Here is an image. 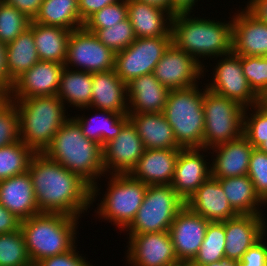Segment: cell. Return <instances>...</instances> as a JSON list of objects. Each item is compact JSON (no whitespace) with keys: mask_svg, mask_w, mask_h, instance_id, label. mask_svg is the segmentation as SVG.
<instances>
[{"mask_svg":"<svg viewBox=\"0 0 267 266\" xmlns=\"http://www.w3.org/2000/svg\"><path fill=\"white\" fill-rule=\"evenodd\" d=\"M39 61L33 36V22H31L27 30L6 44V62L10 80L14 83Z\"/></svg>","mask_w":267,"mask_h":266,"instance_id":"31","label":"cell"},{"mask_svg":"<svg viewBox=\"0 0 267 266\" xmlns=\"http://www.w3.org/2000/svg\"><path fill=\"white\" fill-rule=\"evenodd\" d=\"M218 180L230 206L237 214L264 215L260 208L266 204L256 194L248 175Z\"/></svg>","mask_w":267,"mask_h":266,"instance_id":"30","label":"cell"},{"mask_svg":"<svg viewBox=\"0 0 267 266\" xmlns=\"http://www.w3.org/2000/svg\"><path fill=\"white\" fill-rule=\"evenodd\" d=\"M32 20L15 7L0 0V42L5 45L30 27Z\"/></svg>","mask_w":267,"mask_h":266,"instance_id":"38","label":"cell"},{"mask_svg":"<svg viewBox=\"0 0 267 266\" xmlns=\"http://www.w3.org/2000/svg\"><path fill=\"white\" fill-rule=\"evenodd\" d=\"M105 174H130L145 151L143 141L128 121L120 133L102 147Z\"/></svg>","mask_w":267,"mask_h":266,"instance_id":"15","label":"cell"},{"mask_svg":"<svg viewBox=\"0 0 267 266\" xmlns=\"http://www.w3.org/2000/svg\"><path fill=\"white\" fill-rule=\"evenodd\" d=\"M247 175L254 184L256 194L267 205V153L253 148Z\"/></svg>","mask_w":267,"mask_h":266,"instance_id":"43","label":"cell"},{"mask_svg":"<svg viewBox=\"0 0 267 266\" xmlns=\"http://www.w3.org/2000/svg\"><path fill=\"white\" fill-rule=\"evenodd\" d=\"M95 115L85 116L83 113L71 116L81 127L83 135L100 144L102 147L113 140L121 131L122 127L129 121L128 114L114 113L107 110H96ZM89 118V119H88ZM95 122V123H94Z\"/></svg>","mask_w":267,"mask_h":266,"instance_id":"29","label":"cell"},{"mask_svg":"<svg viewBox=\"0 0 267 266\" xmlns=\"http://www.w3.org/2000/svg\"><path fill=\"white\" fill-rule=\"evenodd\" d=\"M64 67L61 63L37 62L14 82L10 99L57 95Z\"/></svg>","mask_w":267,"mask_h":266,"instance_id":"17","label":"cell"},{"mask_svg":"<svg viewBox=\"0 0 267 266\" xmlns=\"http://www.w3.org/2000/svg\"><path fill=\"white\" fill-rule=\"evenodd\" d=\"M225 242V221L209 222L199 251L190 263L204 266L219 261L225 257Z\"/></svg>","mask_w":267,"mask_h":266,"instance_id":"36","label":"cell"},{"mask_svg":"<svg viewBox=\"0 0 267 266\" xmlns=\"http://www.w3.org/2000/svg\"><path fill=\"white\" fill-rule=\"evenodd\" d=\"M71 30L33 22V36L40 61L64 64Z\"/></svg>","mask_w":267,"mask_h":266,"instance_id":"32","label":"cell"},{"mask_svg":"<svg viewBox=\"0 0 267 266\" xmlns=\"http://www.w3.org/2000/svg\"><path fill=\"white\" fill-rule=\"evenodd\" d=\"M263 216L238 214L225 220V257L240 261L243 254L267 233V220Z\"/></svg>","mask_w":267,"mask_h":266,"instance_id":"19","label":"cell"},{"mask_svg":"<svg viewBox=\"0 0 267 266\" xmlns=\"http://www.w3.org/2000/svg\"><path fill=\"white\" fill-rule=\"evenodd\" d=\"M186 206L209 222H224L238 215L230 206L219 180L212 176L191 195Z\"/></svg>","mask_w":267,"mask_h":266,"instance_id":"23","label":"cell"},{"mask_svg":"<svg viewBox=\"0 0 267 266\" xmlns=\"http://www.w3.org/2000/svg\"><path fill=\"white\" fill-rule=\"evenodd\" d=\"M180 149H145L130 175L148 186L171 185Z\"/></svg>","mask_w":267,"mask_h":266,"instance_id":"22","label":"cell"},{"mask_svg":"<svg viewBox=\"0 0 267 266\" xmlns=\"http://www.w3.org/2000/svg\"><path fill=\"white\" fill-rule=\"evenodd\" d=\"M92 107L95 110L128 114L127 84L119 78L115 70L93 73L90 107L78 111L90 110Z\"/></svg>","mask_w":267,"mask_h":266,"instance_id":"24","label":"cell"},{"mask_svg":"<svg viewBox=\"0 0 267 266\" xmlns=\"http://www.w3.org/2000/svg\"><path fill=\"white\" fill-rule=\"evenodd\" d=\"M44 154L85 180L91 186V204L96 202L101 194L98 182L106 175L102 146L86 138L72 117L57 131Z\"/></svg>","mask_w":267,"mask_h":266,"instance_id":"2","label":"cell"},{"mask_svg":"<svg viewBox=\"0 0 267 266\" xmlns=\"http://www.w3.org/2000/svg\"><path fill=\"white\" fill-rule=\"evenodd\" d=\"M185 206L186 202L171 185L148 186L134 220L123 232L145 234L169 231L175 216Z\"/></svg>","mask_w":267,"mask_h":266,"instance_id":"9","label":"cell"},{"mask_svg":"<svg viewBox=\"0 0 267 266\" xmlns=\"http://www.w3.org/2000/svg\"><path fill=\"white\" fill-rule=\"evenodd\" d=\"M119 1L121 0H78L80 19L84 23L95 12Z\"/></svg>","mask_w":267,"mask_h":266,"instance_id":"47","label":"cell"},{"mask_svg":"<svg viewBox=\"0 0 267 266\" xmlns=\"http://www.w3.org/2000/svg\"><path fill=\"white\" fill-rule=\"evenodd\" d=\"M218 57L213 66L211 83L206 87L221 96L238 102L244 108L258 104L259 97L250 88L243 74L241 56L233 52ZM213 76V77H212Z\"/></svg>","mask_w":267,"mask_h":266,"instance_id":"12","label":"cell"},{"mask_svg":"<svg viewBox=\"0 0 267 266\" xmlns=\"http://www.w3.org/2000/svg\"><path fill=\"white\" fill-rule=\"evenodd\" d=\"M203 110V148L210 150L243 135L245 108L238 102L206 88Z\"/></svg>","mask_w":267,"mask_h":266,"instance_id":"8","label":"cell"},{"mask_svg":"<svg viewBox=\"0 0 267 266\" xmlns=\"http://www.w3.org/2000/svg\"><path fill=\"white\" fill-rule=\"evenodd\" d=\"M0 204L20 220L40 213L28 172L0 181Z\"/></svg>","mask_w":267,"mask_h":266,"instance_id":"26","label":"cell"},{"mask_svg":"<svg viewBox=\"0 0 267 266\" xmlns=\"http://www.w3.org/2000/svg\"><path fill=\"white\" fill-rule=\"evenodd\" d=\"M176 266H194V265H192L190 262H186V263H178Z\"/></svg>","mask_w":267,"mask_h":266,"instance_id":"58","label":"cell"},{"mask_svg":"<svg viewBox=\"0 0 267 266\" xmlns=\"http://www.w3.org/2000/svg\"><path fill=\"white\" fill-rule=\"evenodd\" d=\"M32 22L71 31L84 25L80 19L78 0H43Z\"/></svg>","mask_w":267,"mask_h":266,"instance_id":"34","label":"cell"},{"mask_svg":"<svg viewBox=\"0 0 267 266\" xmlns=\"http://www.w3.org/2000/svg\"><path fill=\"white\" fill-rule=\"evenodd\" d=\"M21 228V220L0 204V234L11 233Z\"/></svg>","mask_w":267,"mask_h":266,"instance_id":"48","label":"cell"},{"mask_svg":"<svg viewBox=\"0 0 267 266\" xmlns=\"http://www.w3.org/2000/svg\"><path fill=\"white\" fill-rule=\"evenodd\" d=\"M258 148L264 153H267V139Z\"/></svg>","mask_w":267,"mask_h":266,"instance_id":"57","label":"cell"},{"mask_svg":"<svg viewBox=\"0 0 267 266\" xmlns=\"http://www.w3.org/2000/svg\"><path fill=\"white\" fill-rule=\"evenodd\" d=\"M244 8L257 20L267 24V0H249Z\"/></svg>","mask_w":267,"mask_h":266,"instance_id":"51","label":"cell"},{"mask_svg":"<svg viewBox=\"0 0 267 266\" xmlns=\"http://www.w3.org/2000/svg\"><path fill=\"white\" fill-rule=\"evenodd\" d=\"M258 103L267 109V89L260 95Z\"/></svg>","mask_w":267,"mask_h":266,"instance_id":"56","label":"cell"},{"mask_svg":"<svg viewBox=\"0 0 267 266\" xmlns=\"http://www.w3.org/2000/svg\"><path fill=\"white\" fill-rule=\"evenodd\" d=\"M195 14L178 13L172 17V43L204 66L203 59L221 57L232 52V18L226 22L193 17ZM200 58V59H199ZM202 59V62H201Z\"/></svg>","mask_w":267,"mask_h":266,"instance_id":"3","label":"cell"},{"mask_svg":"<svg viewBox=\"0 0 267 266\" xmlns=\"http://www.w3.org/2000/svg\"><path fill=\"white\" fill-rule=\"evenodd\" d=\"M243 135L254 148H258L267 139V109L259 103L245 108Z\"/></svg>","mask_w":267,"mask_h":266,"instance_id":"39","label":"cell"},{"mask_svg":"<svg viewBox=\"0 0 267 266\" xmlns=\"http://www.w3.org/2000/svg\"><path fill=\"white\" fill-rule=\"evenodd\" d=\"M94 34L100 42L115 53L126 49L136 39L133 26L128 18L111 27L97 29Z\"/></svg>","mask_w":267,"mask_h":266,"instance_id":"40","label":"cell"},{"mask_svg":"<svg viewBox=\"0 0 267 266\" xmlns=\"http://www.w3.org/2000/svg\"><path fill=\"white\" fill-rule=\"evenodd\" d=\"M115 54L94 33L82 27L70 34L64 66L90 73L111 71L115 67Z\"/></svg>","mask_w":267,"mask_h":266,"instance_id":"11","label":"cell"},{"mask_svg":"<svg viewBox=\"0 0 267 266\" xmlns=\"http://www.w3.org/2000/svg\"><path fill=\"white\" fill-rule=\"evenodd\" d=\"M20 140L19 115L16 106L9 100L0 109V147Z\"/></svg>","mask_w":267,"mask_h":266,"instance_id":"44","label":"cell"},{"mask_svg":"<svg viewBox=\"0 0 267 266\" xmlns=\"http://www.w3.org/2000/svg\"><path fill=\"white\" fill-rule=\"evenodd\" d=\"M4 3L15 7L20 12L27 15L31 20L35 18L39 12L43 0H2Z\"/></svg>","mask_w":267,"mask_h":266,"instance_id":"49","label":"cell"},{"mask_svg":"<svg viewBox=\"0 0 267 266\" xmlns=\"http://www.w3.org/2000/svg\"><path fill=\"white\" fill-rule=\"evenodd\" d=\"M93 73L64 67L61 73L60 87L57 96L68 107L81 109L90 107L92 99ZM67 101V102H66Z\"/></svg>","mask_w":267,"mask_h":266,"instance_id":"33","label":"cell"},{"mask_svg":"<svg viewBox=\"0 0 267 266\" xmlns=\"http://www.w3.org/2000/svg\"><path fill=\"white\" fill-rule=\"evenodd\" d=\"M171 43L172 36L136 38L115 54L116 74L126 84L136 77L152 74Z\"/></svg>","mask_w":267,"mask_h":266,"instance_id":"10","label":"cell"},{"mask_svg":"<svg viewBox=\"0 0 267 266\" xmlns=\"http://www.w3.org/2000/svg\"><path fill=\"white\" fill-rule=\"evenodd\" d=\"M153 74L169 90L185 89L199 85L200 78H204V66L171 43L155 66Z\"/></svg>","mask_w":267,"mask_h":266,"instance_id":"14","label":"cell"},{"mask_svg":"<svg viewBox=\"0 0 267 266\" xmlns=\"http://www.w3.org/2000/svg\"><path fill=\"white\" fill-rule=\"evenodd\" d=\"M204 266H240L238 260L229 259L227 257L221 258L219 261L204 265Z\"/></svg>","mask_w":267,"mask_h":266,"instance_id":"54","label":"cell"},{"mask_svg":"<svg viewBox=\"0 0 267 266\" xmlns=\"http://www.w3.org/2000/svg\"><path fill=\"white\" fill-rule=\"evenodd\" d=\"M107 179V191L98 202L96 215L101 220L113 223L124 231L134 220L141 207L148 185L134 179L130 174H111Z\"/></svg>","mask_w":267,"mask_h":266,"instance_id":"7","label":"cell"},{"mask_svg":"<svg viewBox=\"0 0 267 266\" xmlns=\"http://www.w3.org/2000/svg\"><path fill=\"white\" fill-rule=\"evenodd\" d=\"M76 246L78 245L65 253L44 258L34 266H93L82 254H79Z\"/></svg>","mask_w":267,"mask_h":266,"instance_id":"45","label":"cell"},{"mask_svg":"<svg viewBox=\"0 0 267 266\" xmlns=\"http://www.w3.org/2000/svg\"><path fill=\"white\" fill-rule=\"evenodd\" d=\"M127 17L131 22L136 38L172 36V15L160 8L139 2L126 0Z\"/></svg>","mask_w":267,"mask_h":266,"instance_id":"27","label":"cell"},{"mask_svg":"<svg viewBox=\"0 0 267 266\" xmlns=\"http://www.w3.org/2000/svg\"><path fill=\"white\" fill-rule=\"evenodd\" d=\"M253 148L244 135L213 147L210 149L213 152H208L209 155L213 154L211 157L216 156L211 158V176L215 179H224L247 175Z\"/></svg>","mask_w":267,"mask_h":266,"instance_id":"21","label":"cell"},{"mask_svg":"<svg viewBox=\"0 0 267 266\" xmlns=\"http://www.w3.org/2000/svg\"><path fill=\"white\" fill-rule=\"evenodd\" d=\"M169 89L154 74L127 83L128 113H163Z\"/></svg>","mask_w":267,"mask_h":266,"instance_id":"25","label":"cell"},{"mask_svg":"<svg viewBox=\"0 0 267 266\" xmlns=\"http://www.w3.org/2000/svg\"><path fill=\"white\" fill-rule=\"evenodd\" d=\"M207 150L188 148L179 151L171 186L185 202L211 176V162H207L209 159L205 156Z\"/></svg>","mask_w":267,"mask_h":266,"instance_id":"18","label":"cell"},{"mask_svg":"<svg viewBox=\"0 0 267 266\" xmlns=\"http://www.w3.org/2000/svg\"><path fill=\"white\" fill-rule=\"evenodd\" d=\"M145 149H181L163 113H128Z\"/></svg>","mask_w":267,"mask_h":266,"instance_id":"28","label":"cell"},{"mask_svg":"<svg viewBox=\"0 0 267 266\" xmlns=\"http://www.w3.org/2000/svg\"><path fill=\"white\" fill-rule=\"evenodd\" d=\"M79 218L39 213L21 220V231L33 266L40 260L71 250L77 240Z\"/></svg>","mask_w":267,"mask_h":266,"instance_id":"4","label":"cell"},{"mask_svg":"<svg viewBox=\"0 0 267 266\" xmlns=\"http://www.w3.org/2000/svg\"><path fill=\"white\" fill-rule=\"evenodd\" d=\"M199 85L170 90L163 114L181 149L203 148L204 90ZM201 90V91H200ZM203 90V91H202Z\"/></svg>","mask_w":267,"mask_h":266,"instance_id":"6","label":"cell"},{"mask_svg":"<svg viewBox=\"0 0 267 266\" xmlns=\"http://www.w3.org/2000/svg\"><path fill=\"white\" fill-rule=\"evenodd\" d=\"M128 235L125 261L129 266H176L180 263L169 231Z\"/></svg>","mask_w":267,"mask_h":266,"instance_id":"13","label":"cell"},{"mask_svg":"<svg viewBox=\"0 0 267 266\" xmlns=\"http://www.w3.org/2000/svg\"><path fill=\"white\" fill-rule=\"evenodd\" d=\"M14 83L9 78L6 62V45L0 42V90L10 94Z\"/></svg>","mask_w":267,"mask_h":266,"instance_id":"50","label":"cell"},{"mask_svg":"<svg viewBox=\"0 0 267 266\" xmlns=\"http://www.w3.org/2000/svg\"><path fill=\"white\" fill-rule=\"evenodd\" d=\"M10 100L9 93L0 90V109Z\"/></svg>","mask_w":267,"mask_h":266,"instance_id":"55","label":"cell"},{"mask_svg":"<svg viewBox=\"0 0 267 266\" xmlns=\"http://www.w3.org/2000/svg\"><path fill=\"white\" fill-rule=\"evenodd\" d=\"M266 236L267 233L243 254L240 266H267Z\"/></svg>","mask_w":267,"mask_h":266,"instance_id":"46","label":"cell"},{"mask_svg":"<svg viewBox=\"0 0 267 266\" xmlns=\"http://www.w3.org/2000/svg\"><path fill=\"white\" fill-rule=\"evenodd\" d=\"M236 12L232 16V52L240 56H267V24L245 8Z\"/></svg>","mask_w":267,"mask_h":266,"instance_id":"20","label":"cell"},{"mask_svg":"<svg viewBox=\"0 0 267 266\" xmlns=\"http://www.w3.org/2000/svg\"><path fill=\"white\" fill-rule=\"evenodd\" d=\"M197 2L198 0H172V16L178 13H192Z\"/></svg>","mask_w":267,"mask_h":266,"instance_id":"52","label":"cell"},{"mask_svg":"<svg viewBox=\"0 0 267 266\" xmlns=\"http://www.w3.org/2000/svg\"><path fill=\"white\" fill-rule=\"evenodd\" d=\"M137 1L163 9L172 15V0H137Z\"/></svg>","mask_w":267,"mask_h":266,"instance_id":"53","label":"cell"},{"mask_svg":"<svg viewBox=\"0 0 267 266\" xmlns=\"http://www.w3.org/2000/svg\"><path fill=\"white\" fill-rule=\"evenodd\" d=\"M127 18V2L126 0H121L95 12L84 22L83 27L87 31L94 33L97 29L111 27Z\"/></svg>","mask_w":267,"mask_h":266,"instance_id":"41","label":"cell"},{"mask_svg":"<svg viewBox=\"0 0 267 266\" xmlns=\"http://www.w3.org/2000/svg\"><path fill=\"white\" fill-rule=\"evenodd\" d=\"M36 153L23 141L0 147V181L28 172Z\"/></svg>","mask_w":267,"mask_h":266,"instance_id":"35","label":"cell"},{"mask_svg":"<svg viewBox=\"0 0 267 266\" xmlns=\"http://www.w3.org/2000/svg\"><path fill=\"white\" fill-rule=\"evenodd\" d=\"M241 65L250 88L260 97L267 89V56H241Z\"/></svg>","mask_w":267,"mask_h":266,"instance_id":"42","label":"cell"},{"mask_svg":"<svg viewBox=\"0 0 267 266\" xmlns=\"http://www.w3.org/2000/svg\"><path fill=\"white\" fill-rule=\"evenodd\" d=\"M10 101L19 115L20 140L35 153H44L69 118L64 103L57 95Z\"/></svg>","mask_w":267,"mask_h":266,"instance_id":"5","label":"cell"},{"mask_svg":"<svg viewBox=\"0 0 267 266\" xmlns=\"http://www.w3.org/2000/svg\"><path fill=\"white\" fill-rule=\"evenodd\" d=\"M209 221L185 206L170 226L174 252L180 263L191 262L204 240Z\"/></svg>","mask_w":267,"mask_h":266,"instance_id":"16","label":"cell"},{"mask_svg":"<svg viewBox=\"0 0 267 266\" xmlns=\"http://www.w3.org/2000/svg\"><path fill=\"white\" fill-rule=\"evenodd\" d=\"M28 173L40 213L81 218V214H85L92 206L91 186L44 153L33 156Z\"/></svg>","mask_w":267,"mask_h":266,"instance_id":"1","label":"cell"},{"mask_svg":"<svg viewBox=\"0 0 267 266\" xmlns=\"http://www.w3.org/2000/svg\"><path fill=\"white\" fill-rule=\"evenodd\" d=\"M0 266H33L21 229L0 234Z\"/></svg>","mask_w":267,"mask_h":266,"instance_id":"37","label":"cell"}]
</instances>
